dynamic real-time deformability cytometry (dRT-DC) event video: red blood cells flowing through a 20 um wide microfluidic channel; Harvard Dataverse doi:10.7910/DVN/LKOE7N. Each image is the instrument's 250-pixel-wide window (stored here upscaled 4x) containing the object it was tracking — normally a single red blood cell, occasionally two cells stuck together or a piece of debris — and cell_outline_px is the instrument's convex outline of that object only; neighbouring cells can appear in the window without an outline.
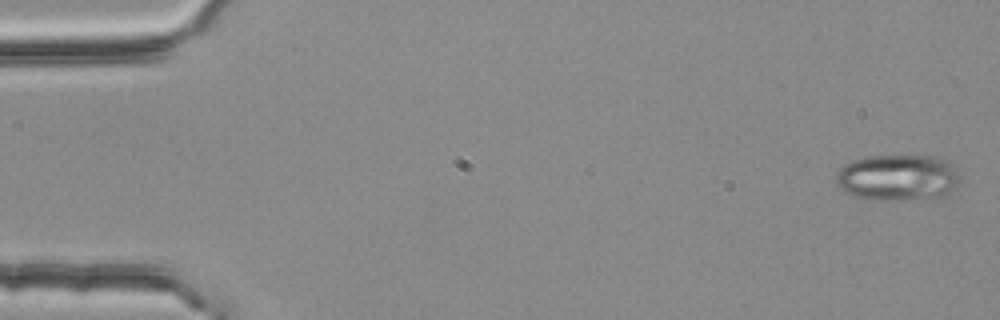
{"species": "common noctule bat (a hibernating species)", "species_latin": "Nyctalus noctula", "temperature_condition": "room temperature", "stored_images_in_passage": 5, "camera_frame_rate_fps": 3000, "um_per_image_px": 0.085, "animal": {"sex": "female", "body_mass_g": 25.1}, "frame": {"image": 1, "passage_image": 1, "time_ms": 0.0, "image_size_px": [1000, 320], "cell_outline_px": [[956, 184], [940, 200], [872, 200], [852, 196], [844, 192], [836, 184], [832, 176], [844, 164], [852, 160], [868, 156], [936, 156], [944, 160], [948, 164], [956, 176]], "centroid_in_image_um": [76.19, 15.13], "position_along_channel_um": 8.8, "area_um2": 33.7}}